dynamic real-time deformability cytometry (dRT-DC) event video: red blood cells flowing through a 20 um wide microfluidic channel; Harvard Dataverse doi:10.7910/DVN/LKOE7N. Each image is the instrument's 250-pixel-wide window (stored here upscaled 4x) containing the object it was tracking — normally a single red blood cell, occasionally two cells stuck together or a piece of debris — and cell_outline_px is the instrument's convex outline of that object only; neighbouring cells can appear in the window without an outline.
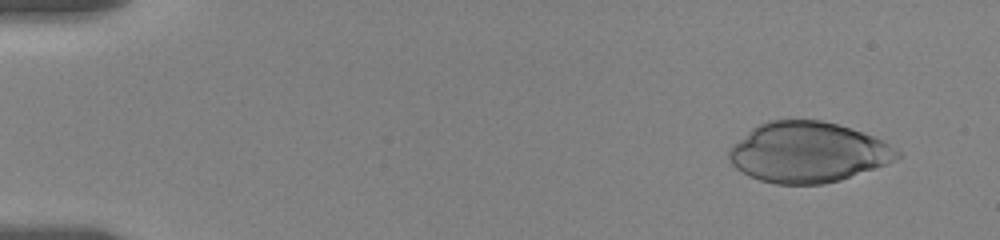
{"species": "human", "species_latin": "Homo sapiens", "temperature_condition": "room temperature", "stored_images_in_passage": 48, "camera_frame_rate_fps": 3000, "um_per_image_px": 0.085, "donor": {"sex": "female"}, "frame": {"image": 1, "passage_image": 3, "time_ms": 0.667, "image_size_px": [1000, 240], "cell_outline_px": [[900, 156], [896, 160], [888, 164], [840, 180], [824, 184], [776, 184], [760, 180], [748, 176], [736, 168], [732, 164], [728, 156], [728, 152], [732, 144], [752, 128], [768, 120], [820, 120], [836, 124], [884, 140], [900, 152]], "centroid_in_image_um": [68.66, 12.95], "position_along_channel_um": 16.3, "area_um2": 59.13}}